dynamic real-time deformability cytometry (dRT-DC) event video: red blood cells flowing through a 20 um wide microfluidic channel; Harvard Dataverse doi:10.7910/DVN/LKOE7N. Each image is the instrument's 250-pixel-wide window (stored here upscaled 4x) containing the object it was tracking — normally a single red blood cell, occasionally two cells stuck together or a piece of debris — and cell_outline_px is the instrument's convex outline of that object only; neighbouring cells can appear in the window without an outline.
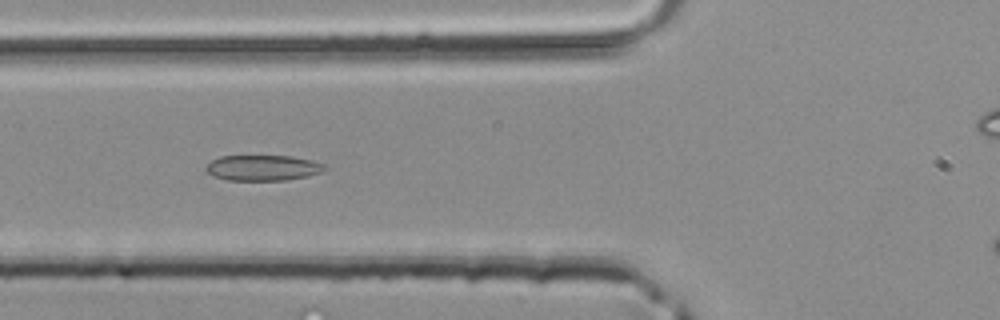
{"species": "common noctule bat (a hibernating species)", "species_latin": "Nyctalus noctula", "temperature_condition": "room temperature", "stored_images_in_passage": 35, "camera_frame_rate_fps": 3000, "um_per_image_px": 0.085, "animal": {"sex": "male", "body_mass_g": 20.4}, "frame": {"image": 1, "passage_image": 10, "time_ms": 3.0, "image_size_px": [1000, 320], "cell_outline_px": [[328, 168], [320, 172], [308, 176], [284, 180], [224, 180], [212, 176], [204, 172], [204, 168], [212, 160], [220, 156], [292, 156], [312, 160], [324, 164]], "centroid_in_image_um": [22.3, 14.27], "position_along_channel_um": 103.5, "area_um2": 17.86}}
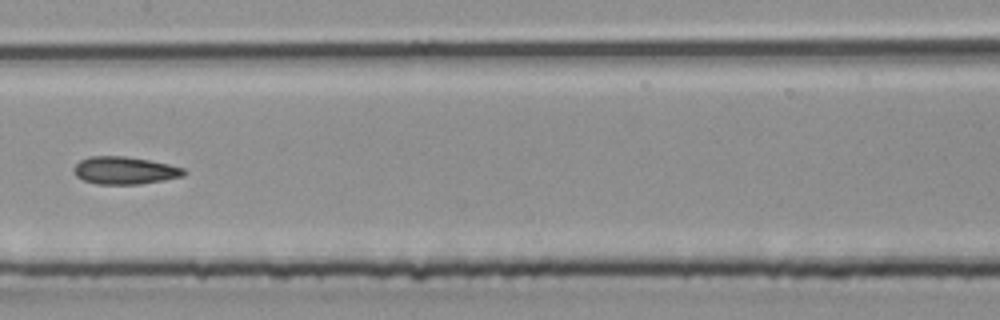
{"frame": {"image": 2, "passage_image": 16, "time_ms": 5.0, "image_size_px": [1000, 320], "cell_outline_px": [[188, 172], [184, 176], [164, 180], [140, 184], [96, 184], [84, 180], [76, 176], [72, 168], [80, 160], [88, 156], [124, 156], [148, 160], [168, 164], [184, 168]], "centroid_in_image_um": [10.6, 14.49], "position_along_channel_um": 196.8, "area_um2": 17.74}}
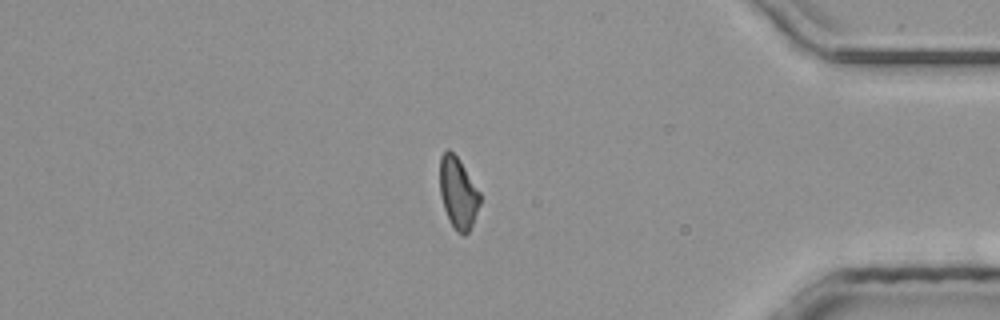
{"frame": {"image": 3, "passage_image": 31, "time_ms": 10.0, "image_size_px": [1000, 320], "cell_outline_px": [[480, 204], [472, 224], [468, 232], [464, 236], [456, 232], [444, 208], [440, 196], [440, 156], [448, 148], [456, 156], [480, 192]], "centroid_in_image_um": [38.93, 16.41], "position_along_channel_um": 396.3, "area_um2": 16.42}}